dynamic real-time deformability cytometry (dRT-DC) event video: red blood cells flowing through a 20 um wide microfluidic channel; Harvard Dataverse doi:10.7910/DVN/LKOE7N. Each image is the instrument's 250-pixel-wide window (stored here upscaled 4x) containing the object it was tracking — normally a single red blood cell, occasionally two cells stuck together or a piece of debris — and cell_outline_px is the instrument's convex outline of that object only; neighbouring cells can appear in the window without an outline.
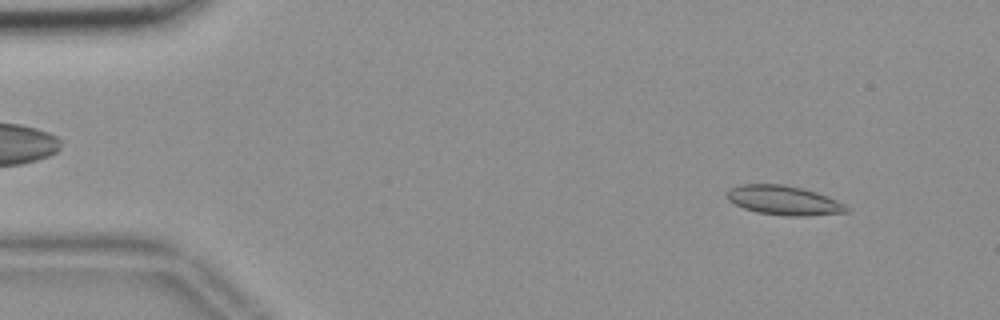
{"species": "common noctule bat (a hibernating species)", "species_latin": "Nyctalus noctula", "temperature_condition": "room temperature", "stored_images_in_passage": 54, "camera_frame_rate_fps": 3000, "um_per_image_px": 0.085, "animal": {"sex": "female", "body_mass_g": 18.4}, "frame": {"image": 1, "passage_image": 5, "time_ms": 1.333, "image_size_px": [1000, 320], "cell_outline_px": [[852, 212], [804, 216], [788, 216], [756, 212], [744, 208], [728, 200], [724, 196], [724, 192], [740, 184], [784, 184], [816, 192], [828, 196], [852, 208]], "centroid_in_image_um": [66.64, 17.03], "position_along_channel_um": 18.4, "area_um2": 20.63}}
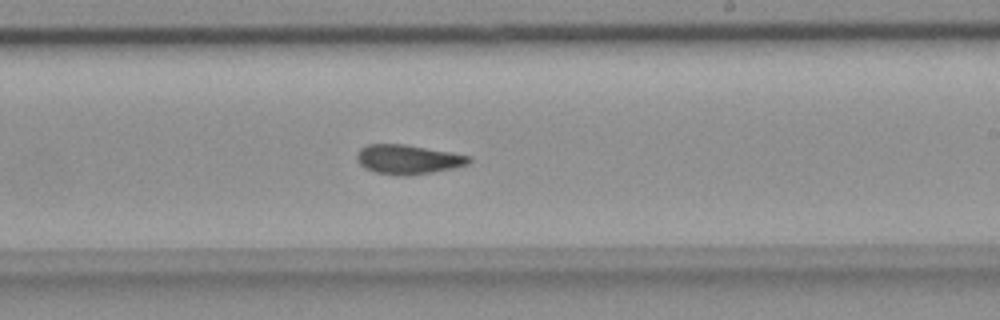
{"frame": {"image": 2, "passage_image": 32, "time_ms": 10.333, "image_size_px": [1000, 320], "cell_outline_px": [[472, 160], [468, 164], [452, 168], [432, 172], [408, 176], [400, 176], [376, 172], [364, 168], [360, 164], [356, 156], [356, 152], [360, 148], [368, 144], [404, 144], [452, 152], [472, 156]], "centroid_in_image_um": [34.68, 13.54], "position_along_channel_um": 254.3, "area_um2": 19.31}}
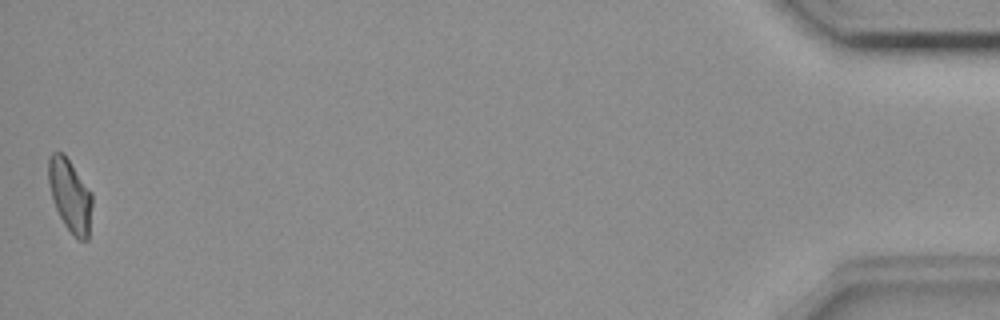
{"frame": {"image": 3, "passage_image": 54, "time_ms": 17.667, "image_size_px": [1000, 320], "cell_outline_px": [[92, 204], [88, 240], [76, 240], [64, 224], [52, 200], [48, 180], [48, 156], [52, 152], [64, 152], [92, 192]], "centroid_in_image_um": [5.95, 16.59], "position_along_channel_um": 429.2, "area_um2": 18.79}, "authors_computed_cell_mechanics": {"area_um2": 19.3341, "velocity_mm_per_s": 3.6736, "shape_relaxation_time_tau1_ms": 5.1713, "shape_relaxation_time_tau2_ms": 2.3943, "deformation_change_tau1": 0.1369, "deformation_change_tau2": 0.0806}}